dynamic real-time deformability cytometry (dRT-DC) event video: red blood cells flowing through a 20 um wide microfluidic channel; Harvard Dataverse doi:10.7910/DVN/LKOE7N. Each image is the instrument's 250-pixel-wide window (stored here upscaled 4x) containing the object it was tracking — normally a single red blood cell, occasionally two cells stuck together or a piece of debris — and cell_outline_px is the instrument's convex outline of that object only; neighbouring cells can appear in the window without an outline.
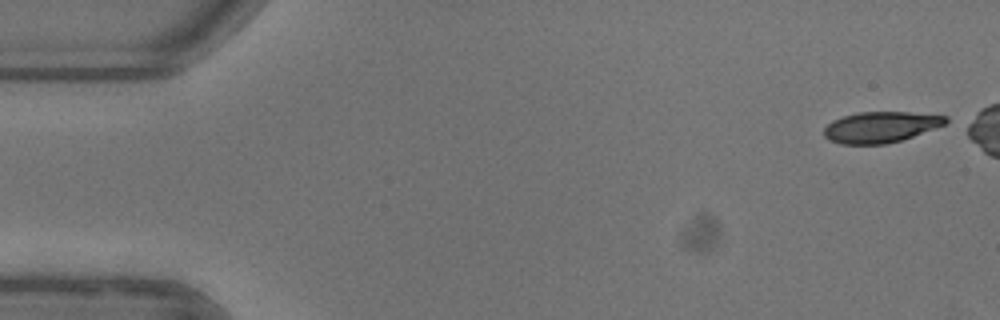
{"species": "common noctule bat (a hibernating species)", "species_latin": "Nyctalus noctula", "temperature_condition": "warm", "stored_images_in_passage": 42, "camera_frame_rate_fps": 3000, "um_per_image_px": 0.085, "animal": {"sex": "female"}, "frame": {"image": 1, "passage_image": 1, "time_ms": 0.0, "image_size_px": [1000, 320], "cell_outline_px": [[948, 120], [944, 124], [912, 136], [900, 140], [884, 144], [840, 144], [828, 140], [824, 136], [824, 128], [832, 120], [844, 116], [860, 112], [908, 112], [948, 116]], "centroid_in_image_um": [74.81, 10.8], "position_along_channel_um": 10.2, "area_um2": 21.68}}
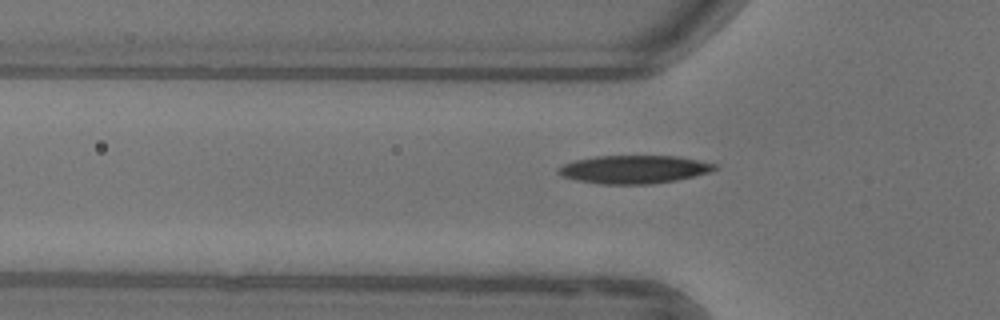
{"frame": {"image": 2, "passage_image": 16, "time_ms": 5.0, "image_size_px": [1000, 320], "cell_outline_px": [[716, 168], [708, 172], [676, 180], [648, 184], [600, 184], [576, 180], [560, 176], [556, 172], [556, 168], [564, 164], [576, 160], [596, 156], [676, 156], [716, 164]], "centroid_in_image_um": [53.8, 14.4], "position_along_channel_um": 72.0, "area_um2": 25.43}}
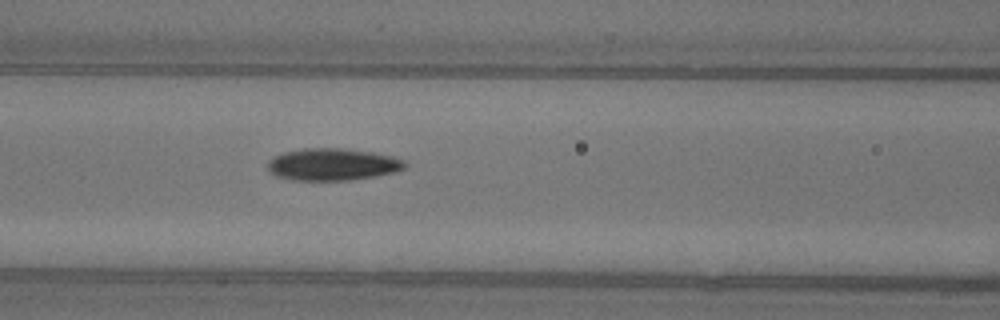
{"frame": {"image": 3, "passage_image": 21, "time_ms": 6.667, "image_size_px": [1000, 320], "cell_outline_px": [[408, 164], [404, 168], [396, 172], [376, 176], [348, 180], [292, 180], [276, 176], [268, 168], [268, 160], [284, 152], [304, 148], [348, 148], [372, 152], [392, 156], [404, 160]], "centroid_in_image_um": [28.3, 13.97], "position_along_channel_um": 138.3, "area_um2": 25.72}}